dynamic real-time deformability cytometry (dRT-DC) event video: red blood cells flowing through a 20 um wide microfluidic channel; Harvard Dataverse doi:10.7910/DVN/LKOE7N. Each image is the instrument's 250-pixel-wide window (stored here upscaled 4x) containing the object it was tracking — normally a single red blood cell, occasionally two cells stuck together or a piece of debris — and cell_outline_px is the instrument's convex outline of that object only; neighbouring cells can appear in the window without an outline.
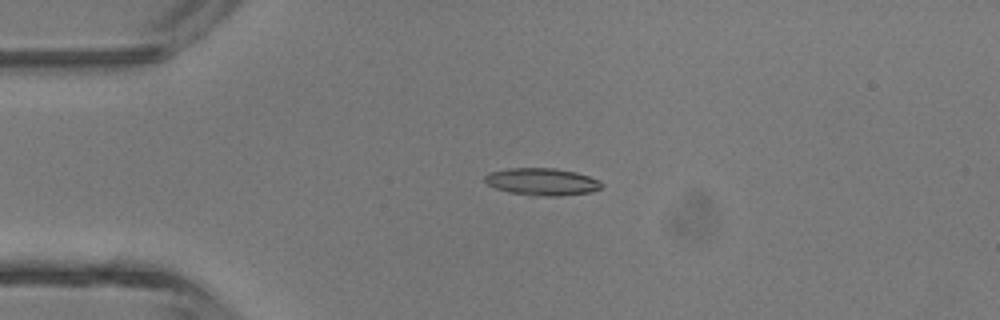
{"species": "common noctule bat (a hibernating species)", "species_latin": "Nyctalus noctula", "temperature_condition": "room temperature", "stored_images_in_passage": 3, "camera_frame_rate_fps": 3000, "um_per_image_px": 0.085, "animal": {"sex": "male", "body_mass_g": 13.3}, "frame": {"image": 1, "passage_image": 2, "time_ms": 1.333, "image_size_px": [1000, 320], "cell_outline_px": [[604, 184], [600, 188], [592, 192], [560, 196], [528, 196], [508, 192], [496, 188], [488, 184], [484, 180], [484, 176], [488, 172], [508, 168], [556, 168], [576, 172], [600, 180]], "centroid_in_image_um": [46.07, 15.45], "position_along_channel_um": 38.9, "area_um2": 18.84}}